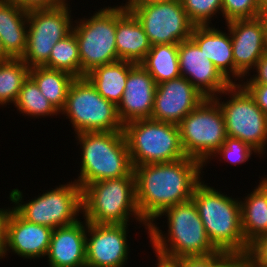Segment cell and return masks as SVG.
<instances>
[{
    "label": "cell",
    "instance_id": "obj_12",
    "mask_svg": "<svg viewBox=\"0 0 267 267\" xmlns=\"http://www.w3.org/2000/svg\"><path fill=\"white\" fill-rule=\"evenodd\" d=\"M68 6L67 2L54 8L28 11L27 48L21 59L29 68L44 66L54 45L72 31Z\"/></svg>",
    "mask_w": 267,
    "mask_h": 267
},
{
    "label": "cell",
    "instance_id": "obj_40",
    "mask_svg": "<svg viewBox=\"0 0 267 267\" xmlns=\"http://www.w3.org/2000/svg\"><path fill=\"white\" fill-rule=\"evenodd\" d=\"M12 210L13 207L8 209L0 208V259L6 257L5 246H6L7 223Z\"/></svg>",
    "mask_w": 267,
    "mask_h": 267
},
{
    "label": "cell",
    "instance_id": "obj_36",
    "mask_svg": "<svg viewBox=\"0 0 267 267\" xmlns=\"http://www.w3.org/2000/svg\"><path fill=\"white\" fill-rule=\"evenodd\" d=\"M29 11L33 9L54 8L67 3V0H7Z\"/></svg>",
    "mask_w": 267,
    "mask_h": 267
},
{
    "label": "cell",
    "instance_id": "obj_17",
    "mask_svg": "<svg viewBox=\"0 0 267 267\" xmlns=\"http://www.w3.org/2000/svg\"><path fill=\"white\" fill-rule=\"evenodd\" d=\"M205 98L191 82L182 76L157 84L150 119L178 125Z\"/></svg>",
    "mask_w": 267,
    "mask_h": 267
},
{
    "label": "cell",
    "instance_id": "obj_29",
    "mask_svg": "<svg viewBox=\"0 0 267 267\" xmlns=\"http://www.w3.org/2000/svg\"><path fill=\"white\" fill-rule=\"evenodd\" d=\"M44 67L68 72L75 78L81 77L79 45L73 31L54 45Z\"/></svg>",
    "mask_w": 267,
    "mask_h": 267
},
{
    "label": "cell",
    "instance_id": "obj_1",
    "mask_svg": "<svg viewBox=\"0 0 267 267\" xmlns=\"http://www.w3.org/2000/svg\"><path fill=\"white\" fill-rule=\"evenodd\" d=\"M203 164L185 157L169 163L133 167L136 203L142 219L150 225L167 208L191 200Z\"/></svg>",
    "mask_w": 267,
    "mask_h": 267
},
{
    "label": "cell",
    "instance_id": "obj_18",
    "mask_svg": "<svg viewBox=\"0 0 267 267\" xmlns=\"http://www.w3.org/2000/svg\"><path fill=\"white\" fill-rule=\"evenodd\" d=\"M157 84L153 77L136 64L126 80L125 90L119 104L118 115L123 125L128 122L151 118Z\"/></svg>",
    "mask_w": 267,
    "mask_h": 267
},
{
    "label": "cell",
    "instance_id": "obj_42",
    "mask_svg": "<svg viewBox=\"0 0 267 267\" xmlns=\"http://www.w3.org/2000/svg\"><path fill=\"white\" fill-rule=\"evenodd\" d=\"M161 1H166V0H128L126 1L125 5H147L151 3H158Z\"/></svg>",
    "mask_w": 267,
    "mask_h": 267
},
{
    "label": "cell",
    "instance_id": "obj_21",
    "mask_svg": "<svg viewBox=\"0 0 267 267\" xmlns=\"http://www.w3.org/2000/svg\"><path fill=\"white\" fill-rule=\"evenodd\" d=\"M148 36L134 14L117 6L116 49L120 60L140 64L151 49Z\"/></svg>",
    "mask_w": 267,
    "mask_h": 267
},
{
    "label": "cell",
    "instance_id": "obj_4",
    "mask_svg": "<svg viewBox=\"0 0 267 267\" xmlns=\"http://www.w3.org/2000/svg\"><path fill=\"white\" fill-rule=\"evenodd\" d=\"M76 137L82 158L80 174L74 181L81 188L104 179L135 176L123 131L82 132Z\"/></svg>",
    "mask_w": 267,
    "mask_h": 267
},
{
    "label": "cell",
    "instance_id": "obj_24",
    "mask_svg": "<svg viewBox=\"0 0 267 267\" xmlns=\"http://www.w3.org/2000/svg\"><path fill=\"white\" fill-rule=\"evenodd\" d=\"M135 65L129 61L119 60L95 68L86 77L102 97L118 105L125 90L129 71Z\"/></svg>",
    "mask_w": 267,
    "mask_h": 267
},
{
    "label": "cell",
    "instance_id": "obj_23",
    "mask_svg": "<svg viewBox=\"0 0 267 267\" xmlns=\"http://www.w3.org/2000/svg\"><path fill=\"white\" fill-rule=\"evenodd\" d=\"M28 11L0 0V39L11 58H22L27 48Z\"/></svg>",
    "mask_w": 267,
    "mask_h": 267
},
{
    "label": "cell",
    "instance_id": "obj_11",
    "mask_svg": "<svg viewBox=\"0 0 267 267\" xmlns=\"http://www.w3.org/2000/svg\"><path fill=\"white\" fill-rule=\"evenodd\" d=\"M222 94L231 98L222 102L217 95L213 99L223 112L227 136L249 144L261 156L267 145L266 114L240 82L232 84Z\"/></svg>",
    "mask_w": 267,
    "mask_h": 267
},
{
    "label": "cell",
    "instance_id": "obj_25",
    "mask_svg": "<svg viewBox=\"0 0 267 267\" xmlns=\"http://www.w3.org/2000/svg\"><path fill=\"white\" fill-rule=\"evenodd\" d=\"M241 227L248 245L258 237L267 234V199L256 186L255 189L240 200Z\"/></svg>",
    "mask_w": 267,
    "mask_h": 267
},
{
    "label": "cell",
    "instance_id": "obj_26",
    "mask_svg": "<svg viewBox=\"0 0 267 267\" xmlns=\"http://www.w3.org/2000/svg\"><path fill=\"white\" fill-rule=\"evenodd\" d=\"M29 76L41 93L59 111L64 108L69 87L75 77L68 72L37 66L30 68Z\"/></svg>",
    "mask_w": 267,
    "mask_h": 267
},
{
    "label": "cell",
    "instance_id": "obj_30",
    "mask_svg": "<svg viewBox=\"0 0 267 267\" xmlns=\"http://www.w3.org/2000/svg\"><path fill=\"white\" fill-rule=\"evenodd\" d=\"M14 106L20 113L33 118L59 115L60 112L41 93L36 82L28 76L24 81Z\"/></svg>",
    "mask_w": 267,
    "mask_h": 267
},
{
    "label": "cell",
    "instance_id": "obj_13",
    "mask_svg": "<svg viewBox=\"0 0 267 267\" xmlns=\"http://www.w3.org/2000/svg\"><path fill=\"white\" fill-rule=\"evenodd\" d=\"M124 7L138 19L152 46L179 44L191 37L194 25L189 20L181 0Z\"/></svg>",
    "mask_w": 267,
    "mask_h": 267
},
{
    "label": "cell",
    "instance_id": "obj_27",
    "mask_svg": "<svg viewBox=\"0 0 267 267\" xmlns=\"http://www.w3.org/2000/svg\"><path fill=\"white\" fill-rule=\"evenodd\" d=\"M179 44H158L151 46L145 59L140 63L153 77L156 84H160L180 77Z\"/></svg>",
    "mask_w": 267,
    "mask_h": 267
},
{
    "label": "cell",
    "instance_id": "obj_33",
    "mask_svg": "<svg viewBox=\"0 0 267 267\" xmlns=\"http://www.w3.org/2000/svg\"><path fill=\"white\" fill-rule=\"evenodd\" d=\"M253 153H257L249 144L241 141L240 139L226 137L225 142L211 157H217L220 155L221 160L225 159L230 164H241L249 160ZM219 154V155H218ZM222 156V157H221Z\"/></svg>",
    "mask_w": 267,
    "mask_h": 267
},
{
    "label": "cell",
    "instance_id": "obj_46",
    "mask_svg": "<svg viewBox=\"0 0 267 267\" xmlns=\"http://www.w3.org/2000/svg\"><path fill=\"white\" fill-rule=\"evenodd\" d=\"M264 27H265V54H267V13H264Z\"/></svg>",
    "mask_w": 267,
    "mask_h": 267
},
{
    "label": "cell",
    "instance_id": "obj_43",
    "mask_svg": "<svg viewBox=\"0 0 267 267\" xmlns=\"http://www.w3.org/2000/svg\"><path fill=\"white\" fill-rule=\"evenodd\" d=\"M9 59H11V57L5 52L2 41L0 39V62H5Z\"/></svg>",
    "mask_w": 267,
    "mask_h": 267
},
{
    "label": "cell",
    "instance_id": "obj_2",
    "mask_svg": "<svg viewBox=\"0 0 267 267\" xmlns=\"http://www.w3.org/2000/svg\"><path fill=\"white\" fill-rule=\"evenodd\" d=\"M163 215L167 217V236L156 222L148 226V237L156 256L174 261L181 257L205 256L218 251L210 242L192 199L165 209L158 217Z\"/></svg>",
    "mask_w": 267,
    "mask_h": 267
},
{
    "label": "cell",
    "instance_id": "obj_28",
    "mask_svg": "<svg viewBox=\"0 0 267 267\" xmlns=\"http://www.w3.org/2000/svg\"><path fill=\"white\" fill-rule=\"evenodd\" d=\"M30 68L21 58L0 62V106L15 104Z\"/></svg>",
    "mask_w": 267,
    "mask_h": 267
},
{
    "label": "cell",
    "instance_id": "obj_41",
    "mask_svg": "<svg viewBox=\"0 0 267 267\" xmlns=\"http://www.w3.org/2000/svg\"><path fill=\"white\" fill-rule=\"evenodd\" d=\"M157 258V267H178V265L172 260H166L161 257L156 256Z\"/></svg>",
    "mask_w": 267,
    "mask_h": 267
},
{
    "label": "cell",
    "instance_id": "obj_32",
    "mask_svg": "<svg viewBox=\"0 0 267 267\" xmlns=\"http://www.w3.org/2000/svg\"><path fill=\"white\" fill-rule=\"evenodd\" d=\"M263 14L256 0H222V16L226 23L238 19H253Z\"/></svg>",
    "mask_w": 267,
    "mask_h": 267
},
{
    "label": "cell",
    "instance_id": "obj_15",
    "mask_svg": "<svg viewBox=\"0 0 267 267\" xmlns=\"http://www.w3.org/2000/svg\"><path fill=\"white\" fill-rule=\"evenodd\" d=\"M231 36L234 79L249 76L256 62L265 54L264 14L253 19H238L226 23Z\"/></svg>",
    "mask_w": 267,
    "mask_h": 267
},
{
    "label": "cell",
    "instance_id": "obj_9",
    "mask_svg": "<svg viewBox=\"0 0 267 267\" xmlns=\"http://www.w3.org/2000/svg\"><path fill=\"white\" fill-rule=\"evenodd\" d=\"M178 126L184 154L204 166L227 137L223 112L213 98H205Z\"/></svg>",
    "mask_w": 267,
    "mask_h": 267
},
{
    "label": "cell",
    "instance_id": "obj_37",
    "mask_svg": "<svg viewBox=\"0 0 267 267\" xmlns=\"http://www.w3.org/2000/svg\"><path fill=\"white\" fill-rule=\"evenodd\" d=\"M219 267H256L254 260L248 253H229Z\"/></svg>",
    "mask_w": 267,
    "mask_h": 267
},
{
    "label": "cell",
    "instance_id": "obj_5",
    "mask_svg": "<svg viewBox=\"0 0 267 267\" xmlns=\"http://www.w3.org/2000/svg\"><path fill=\"white\" fill-rule=\"evenodd\" d=\"M82 212L84 219L94 224H128L133 216L146 230L149 226L137 207L135 176L104 179L83 187Z\"/></svg>",
    "mask_w": 267,
    "mask_h": 267
},
{
    "label": "cell",
    "instance_id": "obj_44",
    "mask_svg": "<svg viewBox=\"0 0 267 267\" xmlns=\"http://www.w3.org/2000/svg\"><path fill=\"white\" fill-rule=\"evenodd\" d=\"M257 187L265 194L267 199V177H263L261 182L257 185Z\"/></svg>",
    "mask_w": 267,
    "mask_h": 267
},
{
    "label": "cell",
    "instance_id": "obj_14",
    "mask_svg": "<svg viewBox=\"0 0 267 267\" xmlns=\"http://www.w3.org/2000/svg\"><path fill=\"white\" fill-rule=\"evenodd\" d=\"M128 226L87 222L86 267H124L130 250Z\"/></svg>",
    "mask_w": 267,
    "mask_h": 267
},
{
    "label": "cell",
    "instance_id": "obj_31",
    "mask_svg": "<svg viewBox=\"0 0 267 267\" xmlns=\"http://www.w3.org/2000/svg\"><path fill=\"white\" fill-rule=\"evenodd\" d=\"M184 10L194 26H207L217 13L222 14V0H181Z\"/></svg>",
    "mask_w": 267,
    "mask_h": 267
},
{
    "label": "cell",
    "instance_id": "obj_6",
    "mask_svg": "<svg viewBox=\"0 0 267 267\" xmlns=\"http://www.w3.org/2000/svg\"><path fill=\"white\" fill-rule=\"evenodd\" d=\"M132 166L169 163L185 158L177 124L140 119L124 125Z\"/></svg>",
    "mask_w": 267,
    "mask_h": 267
},
{
    "label": "cell",
    "instance_id": "obj_3",
    "mask_svg": "<svg viewBox=\"0 0 267 267\" xmlns=\"http://www.w3.org/2000/svg\"><path fill=\"white\" fill-rule=\"evenodd\" d=\"M213 246L226 253H248L241 227L240 200L218 192L201 181L191 198Z\"/></svg>",
    "mask_w": 267,
    "mask_h": 267
},
{
    "label": "cell",
    "instance_id": "obj_7",
    "mask_svg": "<svg viewBox=\"0 0 267 267\" xmlns=\"http://www.w3.org/2000/svg\"><path fill=\"white\" fill-rule=\"evenodd\" d=\"M60 113L68 116L75 134L123 131L124 128L117 105L102 97L86 76L73 80Z\"/></svg>",
    "mask_w": 267,
    "mask_h": 267
},
{
    "label": "cell",
    "instance_id": "obj_34",
    "mask_svg": "<svg viewBox=\"0 0 267 267\" xmlns=\"http://www.w3.org/2000/svg\"><path fill=\"white\" fill-rule=\"evenodd\" d=\"M228 254L229 253L218 250L216 253L205 256L181 257L174 260V262L178 267H219L220 262Z\"/></svg>",
    "mask_w": 267,
    "mask_h": 267
},
{
    "label": "cell",
    "instance_id": "obj_38",
    "mask_svg": "<svg viewBox=\"0 0 267 267\" xmlns=\"http://www.w3.org/2000/svg\"><path fill=\"white\" fill-rule=\"evenodd\" d=\"M267 116V84H242Z\"/></svg>",
    "mask_w": 267,
    "mask_h": 267
},
{
    "label": "cell",
    "instance_id": "obj_39",
    "mask_svg": "<svg viewBox=\"0 0 267 267\" xmlns=\"http://www.w3.org/2000/svg\"><path fill=\"white\" fill-rule=\"evenodd\" d=\"M253 69L256 70L257 74L251 75L249 81L247 79L243 84H267V54H264L256 62Z\"/></svg>",
    "mask_w": 267,
    "mask_h": 267
},
{
    "label": "cell",
    "instance_id": "obj_45",
    "mask_svg": "<svg viewBox=\"0 0 267 267\" xmlns=\"http://www.w3.org/2000/svg\"><path fill=\"white\" fill-rule=\"evenodd\" d=\"M256 3L264 13H267V0H256Z\"/></svg>",
    "mask_w": 267,
    "mask_h": 267
},
{
    "label": "cell",
    "instance_id": "obj_8",
    "mask_svg": "<svg viewBox=\"0 0 267 267\" xmlns=\"http://www.w3.org/2000/svg\"><path fill=\"white\" fill-rule=\"evenodd\" d=\"M22 197V192L17 188L10 192L9 200L14 203L13 208L25 220L52 229L76 223L82 213V188L75 181L59 185L27 203H23Z\"/></svg>",
    "mask_w": 267,
    "mask_h": 267
},
{
    "label": "cell",
    "instance_id": "obj_19",
    "mask_svg": "<svg viewBox=\"0 0 267 267\" xmlns=\"http://www.w3.org/2000/svg\"><path fill=\"white\" fill-rule=\"evenodd\" d=\"M52 231L48 226L25 220L13 208L7 223L5 254L11 250L22 258H43L47 255Z\"/></svg>",
    "mask_w": 267,
    "mask_h": 267
},
{
    "label": "cell",
    "instance_id": "obj_35",
    "mask_svg": "<svg viewBox=\"0 0 267 267\" xmlns=\"http://www.w3.org/2000/svg\"><path fill=\"white\" fill-rule=\"evenodd\" d=\"M248 254L256 267H267V234L258 237L249 245Z\"/></svg>",
    "mask_w": 267,
    "mask_h": 267
},
{
    "label": "cell",
    "instance_id": "obj_10",
    "mask_svg": "<svg viewBox=\"0 0 267 267\" xmlns=\"http://www.w3.org/2000/svg\"><path fill=\"white\" fill-rule=\"evenodd\" d=\"M74 32L81 63V77L95 68L119 61L116 49L117 6L105 7L90 19L75 22Z\"/></svg>",
    "mask_w": 267,
    "mask_h": 267
},
{
    "label": "cell",
    "instance_id": "obj_20",
    "mask_svg": "<svg viewBox=\"0 0 267 267\" xmlns=\"http://www.w3.org/2000/svg\"><path fill=\"white\" fill-rule=\"evenodd\" d=\"M86 232V220L53 229L46 255L50 267H86Z\"/></svg>",
    "mask_w": 267,
    "mask_h": 267
},
{
    "label": "cell",
    "instance_id": "obj_22",
    "mask_svg": "<svg viewBox=\"0 0 267 267\" xmlns=\"http://www.w3.org/2000/svg\"><path fill=\"white\" fill-rule=\"evenodd\" d=\"M190 38L199 46L201 51L213 62L219 71L232 84H236L233 81L234 60L229 29L228 33H226L211 25L194 26Z\"/></svg>",
    "mask_w": 267,
    "mask_h": 267
},
{
    "label": "cell",
    "instance_id": "obj_16",
    "mask_svg": "<svg viewBox=\"0 0 267 267\" xmlns=\"http://www.w3.org/2000/svg\"><path fill=\"white\" fill-rule=\"evenodd\" d=\"M180 75L186 78L206 98H213L232 85L191 39L179 43Z\"/></svg>",
    "mask_w": 267,
    "mask_h": 267
}]
</instances>
